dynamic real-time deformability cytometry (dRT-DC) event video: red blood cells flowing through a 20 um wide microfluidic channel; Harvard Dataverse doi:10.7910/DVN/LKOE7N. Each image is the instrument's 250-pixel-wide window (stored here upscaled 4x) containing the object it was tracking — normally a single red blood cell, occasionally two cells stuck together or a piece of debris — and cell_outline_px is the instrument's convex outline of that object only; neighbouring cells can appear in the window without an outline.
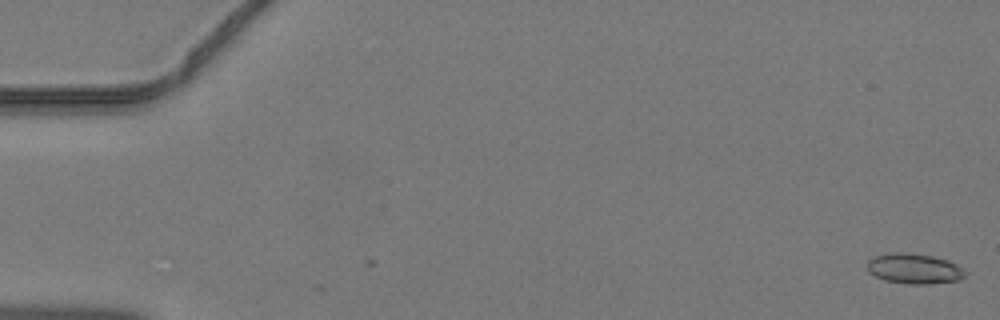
{"species": "common noctule bat (a hibernating species)", "species_latin": "Nyctalus noctula", "temperature_condition": "warm", "stored_images_in_passage": 46, "camera_frame_rate_fps": 3000, "um_per_image_px": 0.085, "animal": {"sex": "male", "body_mass_g": 19.2, "forearm_length_mm": 51.8}, "frame": {"image": 1, "passage_image": 1, "time_ms": 0.0, "image_size_px": [1000, 320], "cell_outline_px": [[968, 272], [960, 280], [928, 284], [908, 284], [884, 280], [868, 272], [868, 260], [872, 256], [888, 252], [912, 252], [932, 256], [948, 260], [956, 264]], "centroid_in_image_um": [77.7, 22.82], "position_along_channel_um": 7.3, "area_um2": 17.57}}
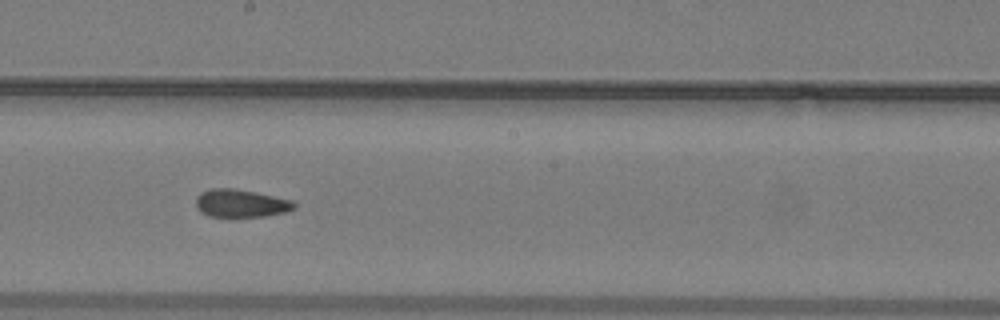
{"frame": {"image": 2, "passage_image": 26, "time_ms": 8.333, "image_size_px": [1000, 320], "cell_outline_px": [[296, 208], [284, 212], [264, 216], [208, 216], [200, 212], [196, 204], [196, 196], [200, 192], [212, 188], [232, 188], [256, 192], [292, 200], [296, 204]], "centroid_in_image_um": [20.45, 17.27], "position_along_channel_um": 227.7, "area_um2": 15.9}}
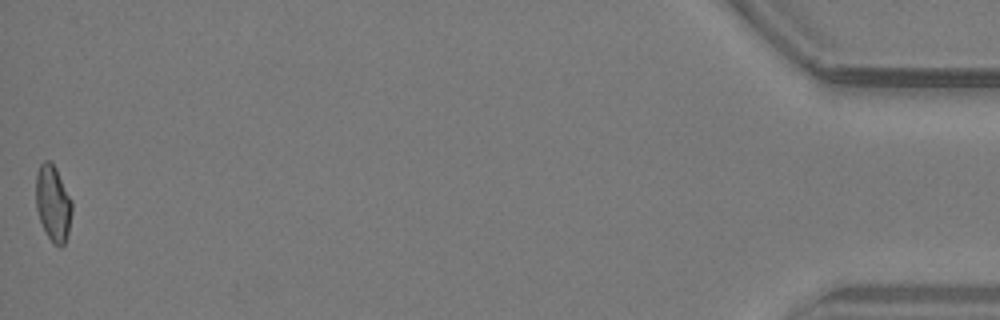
{"frame": {"image": 3, "passage_image": 46, "time_ms": 15.0, "image_size_px": [1000, 320], "cell_outline_px": [[72, 212], [68, 232], [64, 244], [60, 248], [52, 244], [40, 220], [36, 208], [36, 172], [40, 164], [44, 160], [48, 160], [56, 168], [72, 200]], "centroid_in_image_um": [4.51, 17.28], "position_along_channel_um": 430.7, "area_um2": 16.01}}